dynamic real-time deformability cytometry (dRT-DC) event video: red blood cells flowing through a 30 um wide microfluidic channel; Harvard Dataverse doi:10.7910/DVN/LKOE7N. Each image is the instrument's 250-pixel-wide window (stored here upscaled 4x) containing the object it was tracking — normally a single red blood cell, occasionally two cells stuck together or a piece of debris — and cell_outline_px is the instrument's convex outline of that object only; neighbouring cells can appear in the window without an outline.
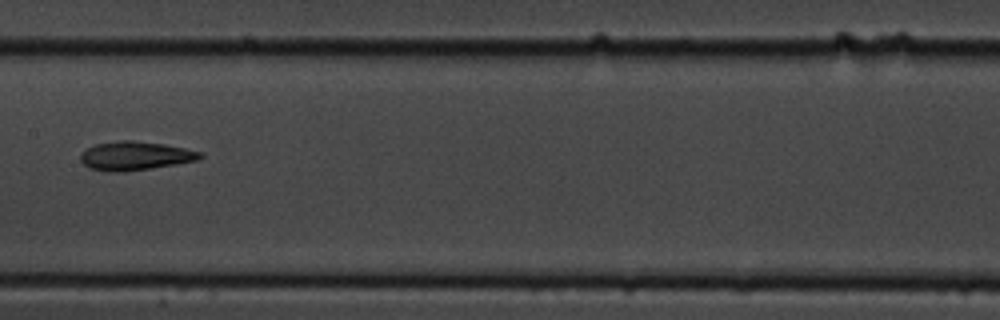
{"species": "common noctule bat (a hibernating species)", "species_latin": "Nyctalus noctula", "temperature_condition": "cold", "stored_images_in_passage": 13, "camera_frame_rate_fps": 3000, "um_per_image_px": 0.085, "animal": {"sex": "male", "body_mass_g": 19.5, "forearm_length_mm": 54.6}, "frame": {"image": 1, "passage_image": 8, "time_ms": 9.0, "image_size_px": [1000, 320], "cell_outline_px": [[204, 156], [200, 160], [176, 164], [124, 172], [116, 172], [88, 168], [80, 160], [80, 156], [84, 148], [96, 144], [120, 140], [132, 140], [164, 144], [204, 152]], "centroid_in_image_um": [11.51, 13.24], "position_along_channel_um": 195.9, "area_um2": 20.17}}
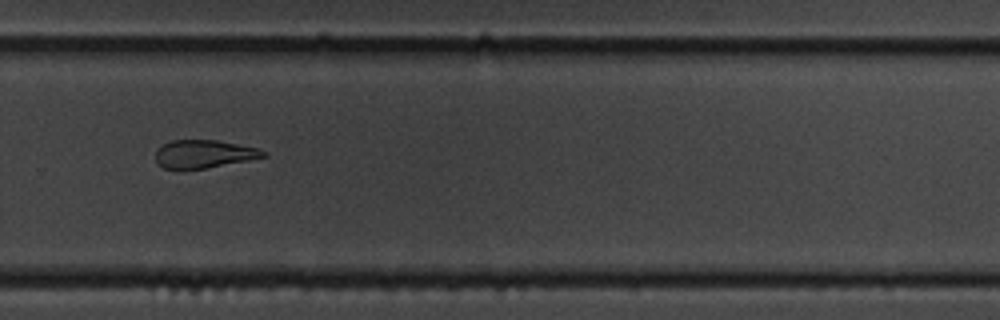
{"frame": {"image": 2, "passage_image": 11, "time_ms": 12.333, "image_size_px": [1000, 320], "cell_outline_px": [[268, 156], [248, 160], [204, 168], [180, 172], [164, 168], [156, 164], [156, 148], [172, 140], [216, 140], [256, 148], [268, 152]], "centroid_in_image_um": [17.26, 13.12], "position_along_channel_um": 312.5, "area_um2": 17.92}}
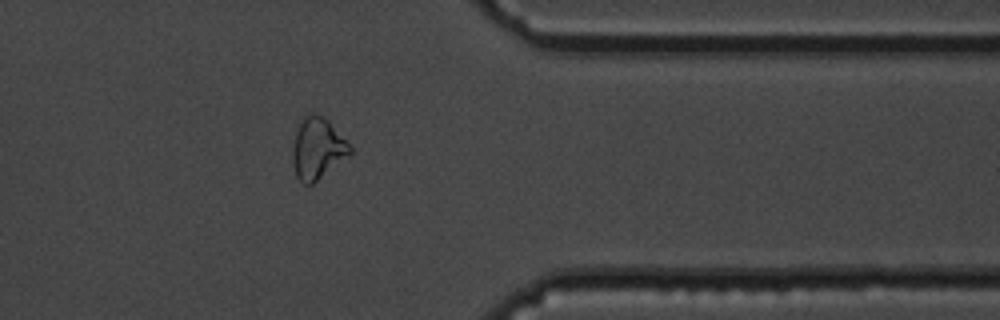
{"frame": {"image": 3, "passage_image": 13, "time_ms": 14.667, "image_size_px": [1000, 320], "cell_outline_px": [[352, 152], [348, 156], [312, 184], [304, 184], [296, 176], [292, 164], [292, 148], [296, 132], [304, 116], [308, 112], [316, 112], [324, 116], [328, 120], [352, 148]], "centroid_in_image_um": [26.96, 12.6], "position_along_channel_um": 384.4, "area_um2": 20.4}, "authors_computed_cell_mechanics": {"area_um2": 20.1722, "velocity_mm_per_s": 3.526, "shape_relaxation_time_tau1_ms": 8.4803, "shape_relaxation_time_tau2_ms": null, "deformation_change_tau1": 0.1954, "deformation_change_tau2": null}}